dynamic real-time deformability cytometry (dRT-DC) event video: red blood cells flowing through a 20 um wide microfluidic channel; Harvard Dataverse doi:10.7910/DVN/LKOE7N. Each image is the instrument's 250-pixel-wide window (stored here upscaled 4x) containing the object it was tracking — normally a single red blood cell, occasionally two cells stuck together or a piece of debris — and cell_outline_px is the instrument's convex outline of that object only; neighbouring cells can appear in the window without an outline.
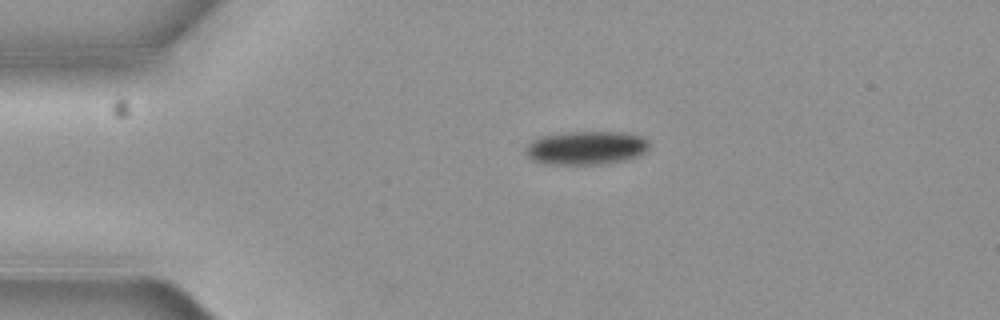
{"species": "common noctule bat (a hibernating species)", "species_latin": "Nyctalus noctula", "temperature_condition": "cold", "stored_images_in_passage": 2, "camera_frame_rate_fps": 3000, "um_per_image_px": 0.085, "animal": {"sex": "female", "body_mass_g": 19.3, "forearm_length_mm": 54.1}, "frame": {"image": 1, "passage_image": 1, "time_ms": 0.0, "image_size_px": [1000, 320], "cell_outline_px": [[648, 148], [644, 152], [636, 156], [620, 160], [600, 164], [544, 164], [532, 160], [528, 156], [528, 144], [532, 140], [544, 136], [568, 132], [620, 132], [640, 136], [648, 140]], "centroid_in_image_um": [49.81, 12.56], "position_along_channel_um": 35.2, "area_um2": 23.64}}